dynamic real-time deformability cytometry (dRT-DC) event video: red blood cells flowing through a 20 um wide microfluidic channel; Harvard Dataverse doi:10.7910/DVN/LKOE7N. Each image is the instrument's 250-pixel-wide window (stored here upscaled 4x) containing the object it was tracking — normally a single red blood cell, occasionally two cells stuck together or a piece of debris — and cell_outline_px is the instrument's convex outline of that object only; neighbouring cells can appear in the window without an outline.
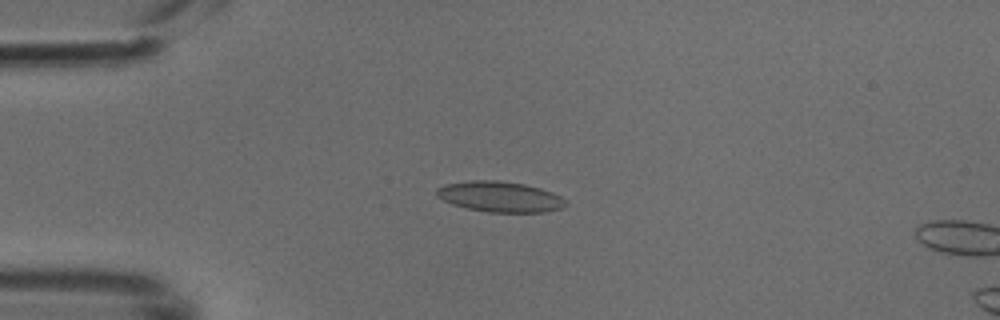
{"species": "common noctule bat (a hibernating species)", "species_latin": "Nyctalus noctula", "temperature_condition": "cold", "stored_images_in_passage": 14, "camera_frame_rate_fps": 3000, "um_per_image_px": 0.085, "animal": {"sex": "male", "body_mass_g": 18.8}, "frame": {"image": 1, "passage_image": 12, "time_ms": 3.667, "image_size_px": [1000, 320], "cell_outline_px": [[568, 204], [560, 208], [544, 212], [488, 212], [468, 208], [452, 204], [436, 196], [436, 188], [444, 184], [472, 180], [496, 180], [524, 184], [540, 188], [552, 192], [568, 200]], "centroid_in_image_um": [42.5, 16.71], "position_along_channel_um": 42.5, "area_um2": 23.0}}